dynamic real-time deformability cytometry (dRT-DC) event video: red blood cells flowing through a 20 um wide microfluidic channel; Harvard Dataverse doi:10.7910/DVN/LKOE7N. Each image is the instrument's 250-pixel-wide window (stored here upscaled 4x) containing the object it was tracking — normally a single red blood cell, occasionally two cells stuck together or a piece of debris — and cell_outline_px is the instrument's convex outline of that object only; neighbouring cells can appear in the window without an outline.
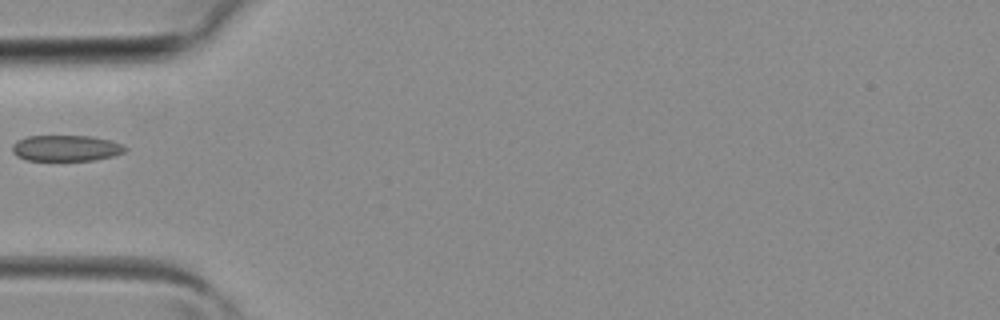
{"species": "common noctule bat (a hibernating species)", "species_latin": "Nyctalus noctula", "temperature_condition": "room temperature", "stored_images_in_passage": 3, "camera_frame_rate_fps": 3000, "um_per_image_px": 0.085, "animal": {"sex": "female", "body_mass_g": 19.3, "forearm_length_mm": 54.1}, "frame": {"image": 1, "passage_image": 3, "time_ms": 0.667, "image_size_px": [1000, 320], "cell_outline_px": [[128, 148], [124, 152], [112, 156], [92, 160], [28, 160], [16, 156], [12, 152], [12, 144], [16, 140], [28, 136], [92, 136], [108, 140], [120, 144]], "centroid_in_image_um": [5.56, 12.59], "position_along_channel_um": 79.4, "area_um2": 16.99}}